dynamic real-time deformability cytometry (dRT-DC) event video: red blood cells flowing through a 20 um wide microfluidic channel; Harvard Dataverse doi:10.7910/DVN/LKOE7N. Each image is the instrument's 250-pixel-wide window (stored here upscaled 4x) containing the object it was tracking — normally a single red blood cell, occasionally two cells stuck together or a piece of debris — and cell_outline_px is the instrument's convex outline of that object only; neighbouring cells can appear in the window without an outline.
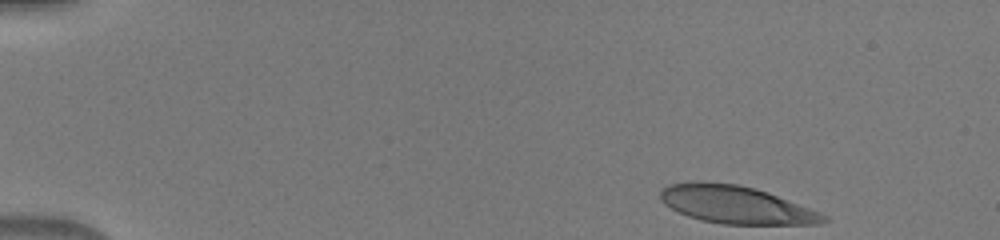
{"species": "human", "species_latin": "Homo sapiens", "temperature_condition": "warm", "stored_images_in_passage": 44, "camera_frame_rate_fps": 3000, "um_per_image_px": 0.085, "donor": {"sex": "male"}, "frame": {"image": 1, "passage_image": 1, "time_ms": 0.0, "image_size_px": [1000, 240], "cell_outline_px": [[828, 220], [820, 224], [720, 224], [700, 220], [688, 216], [664, 204], [660, 200], [660, 192], [668, 184], [736, 184], [756, 188], [768, 192], [820, 212], [828, 216]], "centroid_in_image_um": [62.63, 17.44], "position_along_channel_um": 22.4, "area_um2": 35.03}}
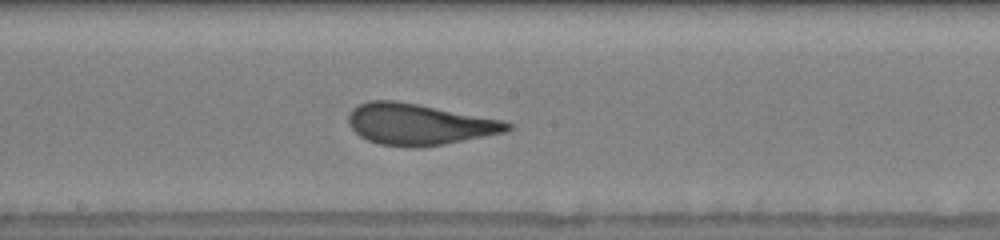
{"frame": {"image": 2, "passage_image": 23, "time_ms": 7.333, "image_size_px": [1000, 240], "cell_outline_px": [[512, 128], [504, 132], [444, 144], [412, 148], [380, 144], [368, 140], [360, 136], [348, 124], [348, 116], [352, 108], [368, 100], [396, 100], [420, 104], [500, 120], [512, 124]], "centroid_in_image_um": [35.56, 10.55], "position_along_channel_um": 212.6, "area_um2": 37.92}}
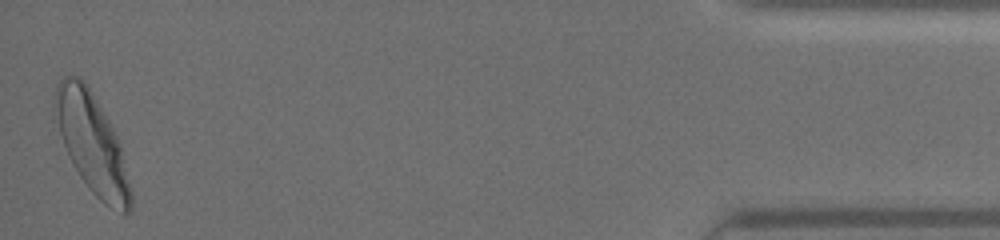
{"frame": {"image": 3, "passage_image": 44, "time_ms": 14.333, "image_size_px": [1000, 240], "cell_outline_px": [[132, 208], [128, 212], [124, 212], [104, 204], [92, 192], [80, 176], [72, 164], [68, 156], [60, 132], [56, 104], [56, 84], [64, 76], [80, 76], [84, 80], [108, 120], [120, 144], [132, 192]], "centroid_in_image_um": [7.85, 12.22], "position_along_channel_um": 427.3, "area_um2": 42.54}}